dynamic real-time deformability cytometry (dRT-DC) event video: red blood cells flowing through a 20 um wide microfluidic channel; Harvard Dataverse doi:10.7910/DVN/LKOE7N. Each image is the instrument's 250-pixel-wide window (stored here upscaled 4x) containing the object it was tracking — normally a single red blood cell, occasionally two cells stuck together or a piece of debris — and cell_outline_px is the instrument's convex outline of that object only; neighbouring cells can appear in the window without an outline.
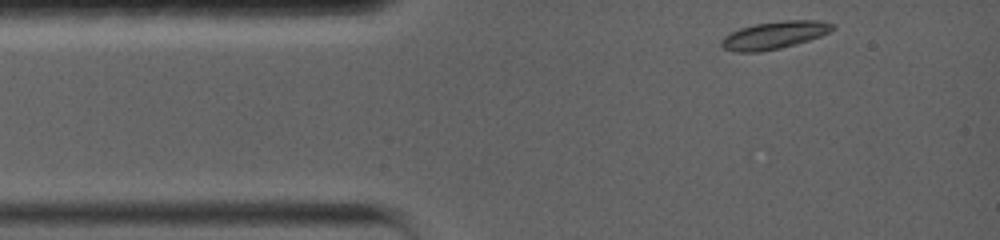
{"species": "common noctule bat (a hibernating species)", "species_latin": "Nyctalus noctula", "temperature_condition": "warm", "stored_images_in_passage": 43, "camera_frame_rate_fps": 5000, "um_per_image_px": 0.085, "animal": {"sex": "female", "body_mass_g": 19.0, "forearm_length_mm": 56.7}, "frame": {"image": 1, "passage_image": 1, "time_ms": 0.0, "image_size_px": [1000, 240], "cell_outline_px": [[836, 28], [820, 36], [808, 40], [780, 48], [760, 52], [736, 52], [724, 48], [720, 44], [720, 40], [724, 36], [740, 28], [756, 24], [784, 20], [820, 20], [836, 24]], "centroid_in_image_um": [65.83, 2.98], "position_along_channel_um": 19.2, "area_um2": 17.8}}
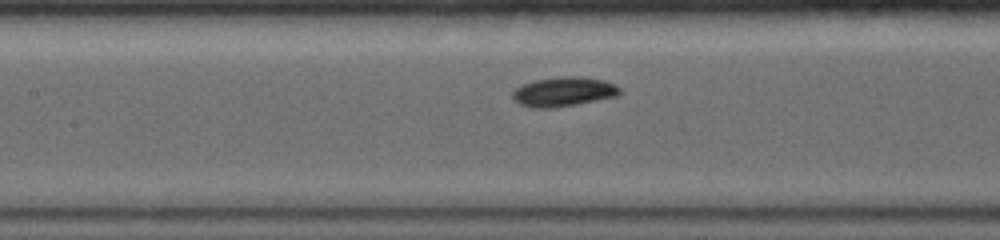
{"frame": {"image": 2, "passage_image": 25, "time_ms": 4.8, "image_size_px": [1000, 240], "cell_outline_px": [[620, 96], [556, 108], [532, 108], [520, 104], [512, 96], [512, 92], [516, 88], [524, 84], [536, 80], [560, 76], [580, 76], [604, 80], [616, 84], [620, 88]], "centroid_in_image_um": [47.95, 7.8], "position_along_channel_um": 159.4, "area_um2": 18.55}}
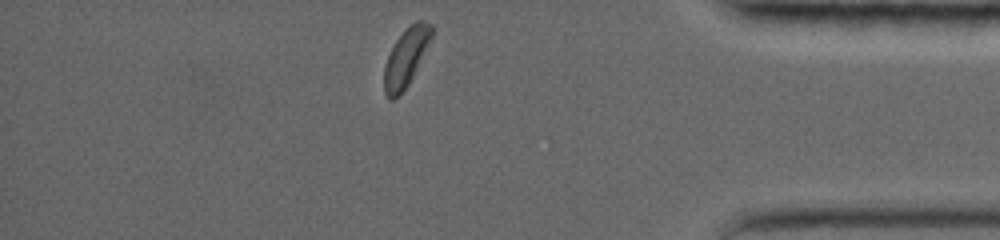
{"frame": {"image": 3, "passage_image": 43, "time_ms": 8.4, "image_size_px": [1000, 240], "cell_outline_px": [[432, 36], [408, 84], [392, 100], [384, 92], [384, 68], [388, 56], [396, 40], [404, 28], [408, 24], [416, 20], [424, 20], [432, 24]], "centroid_in_image_um": [34.5, 4.79], "position_along_channel_um": 400.7, "area_um2": 15.61}, "authors_computed_cell_mechanics": {"area_um2": 17.5712, "velocity_mm_per_s": 3.7551, "shape_relaxation_time_tau1_ms": 1.8555, "shape_relaxation_time_tau2_ms": null, "deformation_change_tau1": 0.095, "deformation_change_tau2": null}}